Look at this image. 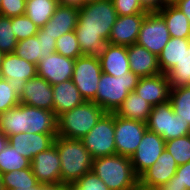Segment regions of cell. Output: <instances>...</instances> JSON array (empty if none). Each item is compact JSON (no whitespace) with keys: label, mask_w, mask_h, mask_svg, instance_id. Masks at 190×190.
Returning <instances> with one entry per match:
<instances>
[{"label":"cell","mask_w":190,"mask_h":190,"mask_svg":"<svg viewBox=\"0 0 190 190\" xmlns=\"http://www.w3.org/2000/svg\"><path fill=\"white\" fill-rule=\"evenodd\" d=\"M174 5L186 15L190 22V0H178Z\"/></svg>","instance_id":"cell-46"},{"label":"cell","mask_w":190,"mask_h":190,"mask_svg":"<svg viewBox=\"0 0 190 190\" xmlns=\"http://www.w3.org/2000/svg\"><path fill=\"white\" fill-rule=\"evenodd\" d=\"M26 132L57 133V117L53 111L26 105Z\"/></svg>","instance_id":"cell-24"},{"label":"cell","mask_w":190,"mask_h":190,"mask_svg":"<svg viewBox=\"0 0 190 190\" xmlns=\"http://www.w3.org/2000/svg\"><path fill=\"white\" fill-rule=\"evenodd\" d=\"M1 78L7 80L20 96L26 81L37 76V65L15 53L4 54L0 68Z\"/></svg>","instance_id":"cell-10"},{"label":"cell","mask_w":190,"mask_h":190,"mask_svg":"<svg viewBox=\"0 0 190 190\" xmlns=\"http://www.w3.org/2000/svg\"><path fill=\"white\" fill-rule=\"evenodd\" d=\"M94 1H96V0H82V6H84L87 3L94 2Z\"/></svg>","instance_id":"cell-53"},{"label":"cell","mask_w":190,"mask_h":190,"mask_svg":"<svg viewBox=\"0 0 190 190\" xmlns=\"http://www.w3.org/2000/svg\"><path fill=\"white\" fill-rule=\"evenodd\" d=\"M92 171L109 190H139L131 158L114 154L93 159Z\"/></svg>","instance_id":"cell-3"},{"label":"cell","mask_w":190,"mask_h":190,"mask_svg":"<svg viewBox=\"0 0 190 190\" xmlns=\"http://www.w3.org/2000/svg\"><path fill=\"white\" fill-rule=\"evenodd\" d=\"M11 28H13L18 41L36 35L39 29L26 15L12 17Z\"/></svg>","instance_id":"cell-38"},{"label":"cell","mask_w":190,"mask_h":190,"mask_svg":"<svg viewBox=\"0 0 190 190\" xmlns=\"http://www.w3.org/2000/svg\"><path fill=\"white\" fill-rule=\"evenodd\" d=\"M25 5L26 0H2L0 15L9 18L25 15Z\"/></svg>","instance_id":"cell-44"},{"label":"cell","mask_w":190,"mask_h":190,"mask_svg":"<svg viewBox=\"0 0 190 190\" xmlns=\"http://www.w3.org/2000/svg\"><path fill=\"white\" fill-rule=\"evenodd\" d=\"M31 161L23 157L8 143L0 153V175L15 170H23L30 167Z\"/></svg>","instance_id":"cell-32"},{"label":"cell","mask_w":190,"mask_h":190,"mask_svg":"<svg viewBox=\"0 0 190 190\" xmlns=\"http://www.w3.org/2000/svg\"><path fill=\"white\" fill-rule=\"evenodd\" d=\"M78 15L79 7L59 4L50 20L42 28L57 40L65 33L75 30Z\"/></svg>","instance_id":"cell-21"},{"label":"cell","mask_w":190,"mask_h":190,"mask_svg":"<svg viewBox=\"0 0 190 190\" xmlns=\"http://www.w3.org/2000/svg\"><path fill=\"white\" fill-rule=\"evenodd\" d=\"M165 149L170 152L178 166L190 162V134L166 141Z\"/></svg>","instance_id":"cell-35"},{"label":"cell","mask_w":190,"mask_h":190,"mask_svg":"<svg viewBox=\"0 0 190 190\" xmlns=\"http://www.w3.org/2000/svg\"><path fill=\"white\" fill-rule=\"evenodd\" d=\"M63 190H74L71 187H64Z\"/></svg>","instance_id":"cell-56"},{"label":"cell","mask_w":190,"mask_h":190,"mask_svg":"<svg viewBox=\"0 0 190 190\" xmlns=\"http://www.w3.org/2000/svg\"><path fill=\"white\" fill-rule=\"evenodd\" d=\"M139 79L132 71L119 77L102 72L93 102L99 105L105 112L113 113L119 108L129 93L134 91Z\"/></svg>","instance_id":"cell-5"},{"label":"cell","mask_w":190,"mask_h":190,"mask_svg":"<svg viewBox=\"0 0 190 190\" xmlns=\"http://www.w3.org/2000/svg\"><path fill=\"white\" fill-rule=\"evenodd\" d=\"M116 18L112 0H96L79 7L74 32L83 55L100 58Z\"/></svg>","instance_id":"cell-1"},{"label":"cell","mask_w":190,"mask_h":190,"mask_svg":"<svg viewBox=\"0 0 190 190\" xmlns=\"http://www.w3.org/2000/svg\"><path fill=\"white\" fill-rule=\"evenodd\" d=\"M52 89L53 112L56 117L80 106L85 101L71 79L53 85Z\"/></svg>","instance_id":"cell-23"},{"label":"cell","mask_w":190,"mask_h":190,"mask_svg":"<svg viewBox=\"0 0 190 190\" xmlns=\"http://www.w3.org/2000/svg\"><path fill=\"white\" fill-rule=\"evenodd\" d=\"M55 52L72 59L83 55L74 31L65 33L56 40Z\"/></svg>","instance_id":"cell-36"},{"label":"cell","mask_w":190,"mask_h":190,"mask_svg":"<svg viewBox=\"0 0 190 190\" xmlns=\"http://www.w3.org/2000/svg\"><path fill=\"white\" fill-rule=\"evenodd\" d=\"M166 75L171 89L190 85V44L185 48L179 62Z\"/></svg>","instance_id":"cell-31"},{"label":"cell","mask_w":190,"mask_h":190,"mask_svg":"<svg viewBox=\"0 0 190 190\" xmlns=\"http://www.w3.org/2000/svg\"><path fill=\"white\" fill-rule=\"evenodd\" d=\"M65 186L56 185V186H47L41 183H37V190H63Z\"/></svg>","instance_id":"cell-47"},{"label":"cell","mask_w":190,"mask_h":190,"mask_svg":"<svg viewBox=\"0 0 190 190\" xmlns=\"http://www.w3.org/2000/svg\"><path fill=\"white\" fill-rule=\"evenodd\" d=\"M1 178L4 190H13L18 187H33L38 183L31 168L3 173Z\"/></svg>","instance_id":"cell-33"},{"label":"cell","mask_w":190,"mask_h":190,"mask_svg":"<svg viewBox=\"0 0 190 190\" xmlns=\"http://www.w3.org/2000/svg\"><path fill=\"white\" fill-rule=\"evenodd\" d=\"M21 132H26V105L19 103L0 114V133L12 136Z\"/></svg>","instance_id":"cell-28"},{"label":"cell","mask_w":190,"mask_h":190,"mask_svg":"<svg viewBox=\"0 0 190 190\" xmlns=\"http://www.w3.org/2000/svg\"><path fill=\"white\" fill-rule=\"evenodd\" d=\"M170 38L164 18L158 12H147L136 44L145 47L158 57Z\"/></svg>","instance_id":"cell-8"},{"label":"cell","mask_w":190,"mask_h":190,"mask_svg":"<svg viewBox=\"0 0 190 190\" xmlns=\"http://www.w3.org/2000/svg\"><path fill=\"white\" fill-rule=\"evenodd\" d=\"M8 137V143L30 161L40 152L54 145L57 133L21 132Z\"/></svg>","instance_id":"cell-16"},{"label":"cell","mask_w":190,"mask_h":190,"mask_svg":"<svg viewBox=\"0 0 190 190\" xmlns=\"http://www.w3.org/2000/svg\"><path fill=\"white\" fill-rule=\"evenodd\" d=\"M75 59L52 53L37 64V76L44 78L52 86L72 78Z\"/></svg>","instance_id":"cell-15"},{"label":"cell","mask_w":190,"mask_h":190,"mask_svg":"<svg viewBox=\"0 0 190 190\" xmlns=\"http://www.w3.org/2000/svg\"><path fill=\"white\" fill-rule=\"evenodd\" d=\"M153 190H180V189L163 186L162 188H157V189H153Z\"/></svg>","instance_id":"cell-52"},{"label":"cell","mask_w":190,"mask_h":190,"mask_svg":"<svg viewBox=\"0 0 190 190\" xmlns=\"http://www.w3.org/2000/svg\"><path fill=\"white\" fill-rule=\"evenodd\" d=\"M147 13L117 16L108 43L129 46L136 44L141 25Z\"/></svg>","instance_id":"cell-18"},{"label":"cell","mask_w":190,"mask_h":190,"mask_svg":"<svg viewBox=\"0 0 190 190\" xmlns=\"http://www.w3.org/2000/svg\"><path fill=\"white\" fill-rule=\"evenodd\" d=\"M8 144V137L2 133H0V153Z\"/></svg>","instance_id":"cell-49"},{"label":"cell","mask_w":190,"mask_h":190,"mask_svg":"<svg viewBox=\"0 0 190 190\" xmlns=\"http://www.w3.org/2000/svg\"><path fill=\"white\" fill-rule=\"evenodd\" d=\"M166 186L180 190H190V162L178 166L175 175Z\"/></svg>","instance_id":"cell-42"},{"label":"cell","mask_w":190,"mask_h":190,"mask_svg":"<svg viewBox=\"0 0 190 190\" xmlns=\"http://www.w3.org/2000/svg\"><path fill=\"white\" fill-rule=\"evenodd\" d=\"M13 190H37V184L33 187H18L17 189Z\"/></svg>","instance_id":"cell-50"},{"label":"cell","mask_w":190,"mask_h":190,"mask_svg":"<svg viewBox=\"0 0 190 190\" xmlns=\"http://www.w3.org/2000/svg\"><path fill=\"white\" fill-rule=\"evenodd\" d=\"M19 99L22 104L53 111L52 85L42 77L35 76L26 81Z\"/></svg>","instance_id":"cell-17"},{"label":"cell","mask_w":190,"mask_h":190,"mask_svg":"<svg viewBox=\"0 0 190 190\" xmlns=\"http://www.w3.org/2000/svg\"><path fill=\"white\" fill-rule=\"evenodd\" d=\"M30 167L38 183L47 186L61 185V164L55 145L38 153L31 160Z\"/></svg>","instance_id":"cell-13"},{"label":"cell","mask_w":190,"mask_h":190,"mask_svg":"<svg viewBox=\"0 0 190 190\" xmlns=\"http://www.w3.org/2000/svg\"><path fill=\"white\" fill-rule=\"evenodd\" d=\"M56 39L39 28L36 35L18 41L14 53L37 65L42 58L55 53Z\"/></svg>","instance_id":"cell-14"},{"label":"cell","mask_w":190,"mask_h":190,"mask_svg":"<svg viewBox=\"0 0 190 190\" xmlns=\"http://www.w3.org/2000/svg\"><path fill=\"white\" fill-rule=\"evenodd\" d=\"M0 190H4V188H3V184H2V178H1V175H0Z\"/></svg>","instance_id":"cell-54"},{"label":"cell","mask_w":190,"mask_h":190,"mask_svg":"<svg viewBox=\"0 0 190 190\" xmlns=\"http://www.w3.org/2000/svg\"><path fill=\"white\" fill-rule=\"evenodd\" d=\"M117 16L147 13L139 0H112Z\"/></svg>","instance_id":"cell-43"},{"label":"cell","mask_w":190,"mask_h":190,"mask_svg":"<svg viewBox=\"0 0 190 190\" xmlns=\"http://www.w3.org/2000/svg\"><path fill=\"white\" fill-rule=\"evenodd\" d=\"M105 113L95 102L84 101L57 117V136L81 140Z\"/></svg>","instance_id":"cell-4"},{"label":"cell","mask_w":190,"mask_h":190,"mask_svg":"<svg viewBox=\"0 0 190 190\" xmlns=\"http://www.w3.org/2000/svg\"><path fill=\"white\" fill-rule=\"evenodd\" d=\"M3 56H4V54L0 52V68H1V63H2Z\"/></svg>","instance_id":"cell-55"},{"label":"cell","mask_w":190,"mask_h":190,"mask_svg":"<svg viewBox=\"0 0 190 190\" xmlns=\"http://www.w3.org/2000/svg\"><path fill=\"white\" fill-rule=\"evenodd\" d=\"M177 169L175 159L164 149L157 161L139 177V190H153L166 186Z\"/></svg>","instance_id":"cell-12"},{"label":"cell","mask_w":190,"mask_h":190,"mask_svg":"<svg viewBox=\"0 0 190 190\" xmlns=\"http://www.w3.org/2000/svg\"><path fill=\"white\" fill-rule=\"evenodd\" d=\"M178 0H162L164 5H174Z\"/></svg>","instance_id":"cell-51"},{"label":"cell","mask_w":190,"mask_h":190,"mask_svg":"<svg viewBox=\"0 0 190 190\" xmlns=\"http://www.w3.org/2000/svg\"><path fill=\"white\" fill-rule=\"evenodd\" d=\"M169 101L174 113L190 124V85L171 89Z\"/></svg>","instance_id":"cell-34"},{"label":"cell","mask_w":190,"mask_h":190,"mask_svg":"<svg viewBox=\"0 0 190 190\" xmlns=\"http://www.w3.org/2000/svg\"><path fill=\"white\" fill-rule=\"evenodd\" d=\"M130 70L139 78L154 76L161 73L158 57L138 44L127 46Z\"/></svg>","instance_id":"cell-20"},{"label":"cell","mask_w":190,"mask_h":190,"mask_svg":"<svg viewBox=\"0 0 190 190\" xmlns=\"http://www.w3.org/2000/svg\"><path fill=\"white\" fill-rule=\"evenodd\" d=\"M102 69L100 60L82 55L75 59L71 80L85 101H93L97 92Z\"/></svg>","instance_id":"cell-7"},{"label":"cell","mask_w":190,"mask_h":190,"mask_svg":"<svg viewBox=\"0 0 190 190\" xmlns=\"http://www.w3.org/2000/svg\"><path fill=\"white\" fill-rule=\"evenodd\" d=\"M58 5V0H26L25 15L38 28H42L50 20Z\"/></svg>","instance_id":"cell-30"},{"label":"cell","mask_w":190,"mask_h":190,"mask_svg":"<svg viewBox=\"0 0 190 190\" xmlns=\"http://www.w3.org/2000/svg\"><path fill=\"white\" fill-rule=\"evenodd\" d=\"M102 72L119 77L130 70L127 46L106 43L99 58Z\"/></svg>","instance_id":"cell-22"},{"label":"cell","mask_w":190,"mask_h":190,"mask_svg":"<svg viewBox=\"0 0 190 190\" xmlns=\"http://www.w3.org/2000/svg\"><path fill=\"white\" fill-rule=\"evenodd\" d=\"M190 134V124L174 112L170 116L169 133L165 141L183 137Z\"/></svg>","instance_id":"cell-41"},{"label":"cell","mask_w":190,"mask_h":190,"mask_svg":"<svg viewBox=\"0 0 190 190\" xmlns=\"http://www.w3.org/2000/svg\"><path fill=\"white\" fill-rule=\"evenodd\" d=\"M139 1L141 2L142 7L147 12H158L165 6L162 0H139Z\"/></svg>","instance_id":"cell-45"},{"label":"cell","mask_w":190,"mask_h":190,"mask_svg":"<svg viewBox=\"0 0 190 190\" xmlns=\"http://www.w3.org/2000/svg\"><path fill=\"white\" fill-rule=\"evenodd\" d=\"M134 91L152 106L167 102L171 91L168 76L159 73L154 76L140 78Z\"/></svg>","instance_id":"cell-19"},{"label":"cell","mask_w":190,"mask_h":190,"mask_svg":"<svg viewBox=\"0 0 190 190\" xmlns=\"http://www.w3.org/2000/svg\"><path fill=\"white\" fill-rule=\"evenodd\" d=\"M115 113L106 112L81 141L93 159L116 154Z\"/></svg>","instance_id":"cell-6"},{"label":"cell","mask_w":190,"mask_h":190,"mask_svg":"<svg viewBox=\"0 0 190 190\" xmlns=\"http://www.w3.org/2000/svg\"><path fill=\"white\" fill-rule=\"evenodd\" d=\"M146 130L145 122L126 119L115 114L116 154L131 157L136 152Z\"/></svg>","instance_id":"cell-9"},{"label":"cell","mask_w":190,"mask_h":190,"mask_svg":"<svg viewBox=\"0 0 190 190\" xmlns=\"http://www.w3.org/2000/svg\"><path fill=\"white\" fill-rule=\"evenodd\" d=\"M189 44L190 38H170L158 56V65L161 73L167 74L179 62L185 48H188Z\"/></svg>","instance_id":"cell-27"},{"label":"cell","mask_w":190,"mask_h":190,"mask_svg":"<svg viewBox=\"0 0 190 190\" xmlns=\"http://www.w3.org/2000/svg\"><path fill=\"white\" fill-rule=\"evenodd\" d=\"M151 110L152 105L136 94L135 91H132L114 113L126 119H133L146 123Z\"/></svg>","instance_id":"cell-25"},{"label":"cell","mask_w":190,"mask_h":190,"mask_svg":"<svg viewBox=\"0 0 190 190\" xmlns=\"http://www.w3.org/2000/svg\"><path fill=\"white\" fill-rule=\"evenodd\" d=\"M20 103L19 95L14 91L11 84L0 79V114L17 106Z\"/></svg>","instance_id":"cell-39"},{"label":"cell","mask_w":190,"mask_h":190,"mask_svg":"<svg viewBox=\"0 0 190 190\" xmlns=\"http://www.w3.org/2000/svg\"><path fill=\"white\" fill-rule=\"evenodd\" d=\"M61 164V186L70 187L92 171L93 157L79 139L57 136L54 141Z\"/></svg>","instance_id":"cell-2"},{"label":"cell","mask_w":190,"mask_h":190,"mask_svg":"<svg viewBox=\"0 0 190 190\" xmlns=\"http://www.w3.org/2000/svg\"><path fill=\"white\" fill-rule=\"evenodd\" d=\"M165 143L160 135L149 130L145 131L136 152L130 157L138 177L157 161L165 149Z\"/></svg>","instance_id":"cell-11"},{"label":"cell","mask_w":190,"mask_h":190,"mask_svg":"<svg viewBox=\"0 0 190 190\" xmlns=\"http://www.w3.org/2000/svg\"><path fill=\"white\" fill-rule=\"evenodd\" d=\"M70 187L74 190H109L93 171L84 174Z\"/></svg>","instance_id":"cell-40"},{"label":"cell","mask_w":190,"mask_h":190,"mask_svg":"<svg viewBox=\"0 0 190 190\" xmlns=\"http://www.w3.org/2000/svg\"><path fill=\"white\" fill-rule=\"evenodd\" d=\"M158 13L164 18L170 37L190 38V22L175 5H165Z\"/></svg>","instance_id":"cell-26"},{"label":"cell","mask_w":190,"mask_h":190,"mask_svg":"<svg viewBox=\"0 0 190 190\" xmlns=\"http://www.w3.org/2000/svg\"><path fill=\"white\" fill-rule=\"evenodd\" d=\"M59 4L82 7V0H59Z\"/></svg>","instance_id":"cell-48"},{"label":"cell","mask_w":190,"mask_h":190,"mask_svg":"<svg viewBox=\"0 0 190 190\" xmlns=\"http://www.w3.org/2000/svg\"><path fill=\"white\" fill-rule=\"evenodd\" d=\"M174 112L170 101L152 106L146 122L147 130L160 135L163 139L168 136L170 116Z\"/></svg>","instance_id":"cell-29"},{"label":"cell","mask_w":190,"mask_h":190,"mask_svg":"<svg viewBox=\"0 0 190 190\" xmlns=\"http://www.w3.org/2000/svg\"><path fill=\"white\" fill-rule=\"evenodd\" d=\"M13 31L11 18L0 15V52L3 54L15 51L18 40Z\"/></svg>","instance_id":"cell-37"}]
</instances>
